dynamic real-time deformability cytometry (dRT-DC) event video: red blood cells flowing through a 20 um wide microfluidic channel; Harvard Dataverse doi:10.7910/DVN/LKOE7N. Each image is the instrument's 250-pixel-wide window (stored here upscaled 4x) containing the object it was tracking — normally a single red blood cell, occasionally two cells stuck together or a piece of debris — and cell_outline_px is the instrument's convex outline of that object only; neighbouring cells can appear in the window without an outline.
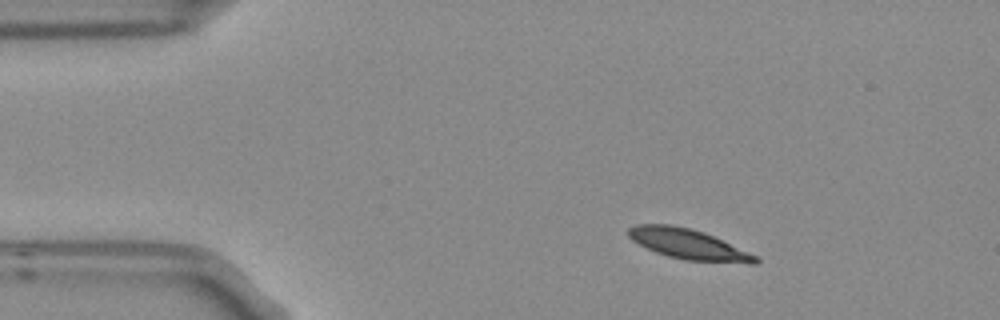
{"species": "Egyptian fruit bat (a non-hibernating species)", "species_latin": "Rousettus aegyptiacus", "temperature_condition": "room temperature", "stored_images_in_passage": 2, "camera_frame_rate_fps": 3000, "um_per_image_px": 0.085, "frame": {"image": 1, "passage_image": 1, "time_ms": 0.0, "image_size_px": [1000, 320], "cell_outline_px": [[760, 260], [756, 264], [752, 264], [684, 260], [668, 256], [656, 252], [632, 240], [628, 236], [628, 228], [636, 224], [668, 224], [692, 228], [704, 232], [756, 256]], "centroid_in_image_um": [58.49, 20.75], "position_along_channel_um": 26.5, "area_um2": 22.2}}